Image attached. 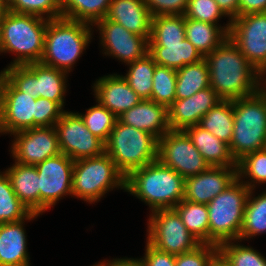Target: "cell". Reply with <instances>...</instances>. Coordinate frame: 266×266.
Returning <instances> with one entry per match:
<instances>
[{
	"label": "cell",
	"instance_id": "6da1fadb",
	"mask_svg": "<svg viewBox=\"0 0 266 266\" xmlns=\"http://www.w3.org/2000/svg\"><path fill=\"white\" fill-rule=\"evenodd\" d=\"M210 77V87L222 100H236L258 92L259 71L227 37L204 57Z\"/></svg>",
	"mask_w": 266,
	"mask_h": 266
},
{
	"label": "cell",
	"instance_id": "7a4b0ae2",
	"mask_svg": "<svg viewBox=\"0 0 266 266\" xmlns=\"http://www.w3.org/2000/svg\"><path fill=\"white\" fill-rule=\"evenodd\" d=\"M125 191L149 205L151 211L172 209L185 196V178L159 159L126 176Z\"/></svg>",
	"mask_w": 266,
	"mask_h": 266
},
{
	"label": "cell",
	"instance_id": "3957f363",
	"mask_svg": "<svg viewBox=\"0 0 266 266\" xmlns=\"http://www.w3.org/2000/svg\"><path fill=\"white\" fill-rule=\"evenodd\" d=\"M48 20L35 15L7 11L1 17L0 52L17 56L12 65L40 62L44 52Z\"/></svg>",
	"mask_w": 266,
	"mask_h": 266
},
{
	"label": "cell",
	"instance_id": "277c9868",
	"mask_svg": "<svg viewBox=\"0 0 266 266\" xmlns=\"http://www.w3.org/2000/svg\"><path fill=\"white\" fill-rule=\"evenodd\" d=\"M91 29L87 23L62 17L48 20L40 63L68 73L88 47Z\"/></svg>",
	"mask_w": 266,
	"mask_h": 266
},
{
	"label": "cell",
	"instance_id": "5b68a950",
	"mask_svg": "<svg viewBox=\"0 0 266 266\" xmlns=\"http://www.w3.org/2000/svg\"><path fill=\"white\" fill-rule=\"evenodd\" d=\"M234 127L229 145L237 163L245 155L265 149L266 97L259 92L233 100Z\"/></svg>",
	"mask_w": 266,
	"mask_h": 266
},
{
	"label": "cell",
	"instance_id": "8992f818",
	"mask_svg": "<svg viewBox=\"0 0 266 266\" xmlns=\"http://www.w3.org/2000/svg\"><path fill=\"white\" fill-rule=\"evenodd\" d=\"M250 189L238 177L208 204L209 244L239 242Z\"/></svg>",
	"mask_w": 266,
	"mask_h": 266
},
{
	"label": "cell",
	"instance_id": "52a82bcc",
	"mask_svg": "<svg viewBox=\"0 0 266 266\" xmlns=\"http://www.w3.org/2000/svg\"><path fill=\"white\" fill-rule=\"evenodd\" d=\"M105 153L126 177L133 170L158 159V139L117 120L105 142Z\"/></svg>",
	"mask_w": 266,
	"mask_h": 266
},
{
	"label": "cell",
	"instance_id": "ba28073f",
	"mask_svg": "<svg viewBox=\"0 0 266 266\" xmlns=\"http://www.w3.org/2000/svg\"><path fill=\"white\" fill-rule=\"evenodd\" d=\"M125 175L107 153L74 160L72 195L89 203L99 201L113 188L125 190Z\"/></svg>",
	"mask_w": 266,
	"mask_h": 266
},
{
	"label": "cell",
	"instance_id": "9c48e42d",
	"mask_svg": "<svg viewBox=\"0 0 266 266\" xmlns=\"http://www.w3.org/2000/svg\"><path fill=\"white\" fill-rule=\"evenodd\" d=\"M149 217L146 242L159 251L178 255L192 251L201 244L187 230L174 208L153 211Z\"/></svg>",
	"mask_w": 266,
	"mask_h": 266
},
{
	"label": "cell",
	"instance_id": "30bf717a",
	"mask_svg": "<svg viewBox=\"0 0 266 266\" xmlns=\"http://www.w3.org/2000/svg\"><path fill=\"white\" fill-rule=\"evenodd\" d=\"M158 159L183 178L210 167L183 130H169L158 140Z\"/></svg>",
	"mask_w": 266,
	"mask_h": 266
},
{
	"label": "cell",
	"instance_id": "8fae6325",
	"mask_svg": "<svg viewBox=\"0 0 266 266\" xmlns=\"http://www.w3.org/2000/svg\"><path fill=\"white\" fill-rule=\"evenodd\" d=\"M54 127L61 153L72 160L97 157L105 152V143L88 130L79 113L64 111Z\"/></svg>",
	"mask_w": 266,
	"mask_h": 266
},
{
	"label": "cell",
	"instance_id": "7c38bea8",
	"mask_svg": "<svg viewBox=\"0 0 266 266\" xmlns=\"http://www.w3.org/2000/svg\"><path fill=\"white\" fill-rule=\"evenodd\" d=\"M36 98L20 92L0 72V133L14 134L35 127Z\"/></svg>",
	"mask_w": 266,
	"mask_h": 266
},
{
	"label": "cell",
	"instance_id": "4fadbf2b",
	"mask_svg": "<svg viewBox=\"0 0 266 266\" xmlns=\"http://www.w3.org/2000/svg\"><path fill=\"white\" fill-rule=\"evenodd\" d=\"M228 37L256 70L266 67V12L233 18Z\"/></svg>",
	"mask_w": 266,
	"mask_h": 266
},
{
	"label": "cell",
	"instance_id": "5bb4252c",
	"mask_svg": "<svg viewBox=\"0 0 266 266\" xmlns=\"http://www.w3.org/2000/svg\"><path fill=\"white\" fill-rule=\"evenodd\" d=\"M35 167L39 176L41 214L54 206L61 197L72 195L74 160L60 153Z\"/></svg>",
	"mask_w": 266,
	"mask_h": 266
},
{
	"label": "cell",
	"instance_id": "9a60e30c",
	"mask_svg": "<svg viewBox=\"0 0 266 266\" xmlns=\"http://www.w3.org/2000/svg\"><path fill=\"white\" fill-rule=\"evenodd\" d=\"M11 153L15 162L36 166L47 158L61 153L54 126L34 127L14 133Z\"/></svg>",
	"mask_w": 266,
	"mask_h": 266
},
{
	"label": "cell",
	"instance_id": "2e32d148",
	"mask_svg": "<svg viewBox=\"0 0 266 266\" xmlns=\"http://www.w3.org/2000/svg\"><path fill=\"white\" fill-rule=\"evenodd\" d=\"M95 25L100 33L101 44L106 55H111L128 64L145 57L149 50V39L129 32L122 25L106 17Z\"/></svg>",
	"mask_w": 266,
	"mask_h": 266
},
{
	"label": "cell",
	"instance_id": "e0dca14e",
	"mask_svg": "<svg viewBox=\"0 0 266 266\" xmlns=\"http://www.w3.org/2000/svg\"><path fill=\"white\" fill-rule=\"evenodd\" d=\"M237 178V167L210 166L207 170L185 178L184 200L208 204Z\"/></svg>",
	"mask_w": 266,
	"mask_h": 266
},
{
	"label": "cell",
	"instance_id": "ac0fdd59",
	"mask_svg": "<svg viewBox=\"0 0 266 266\" xmlns=\"http://www.w3.org/2000/svg\"><path fill=\"white\" fill-rule=\"evenodd\" d=\"M221 101V97L211 87L188 98L175 100L168 107L170 129L184 130L189 126L199 125L201 118Z\"/></svg>",
	"mask_w": 266,
	"mask_h": 266
},
{
	"label": "cell",
	"instance_id": "d6986e66",
	"mask_svg": "<svg viewBox=\"0 0 266 266\" xmlns=\"http://www.w3.org/2000/svg\"><path fill=\"white\" fill-rule=\"evenodd\" d=\"M93 88L97 103L106 107L116 117L142 100L129 86L123 75L103 76L95 81Z\"/></svg>",
	"mask_w": 266,
	"mask_h": 266
},
{
	"label": "cell",
	"instance_id": "ffe728a7",
	"mask_svg": "<svg viewBox=\"0 0 266 266\" xmlns=\"http://www.w3.org/2000/svg\"><path fill=\"white\" fill-rule=\"evenodd\" d=\"M118 120L125 125L149 132L158 140L171 130L168 122V108L151 99H142L137 105L120 115Z\"/></svg>",
	"mask_w": 266,
	"mask_h": 266
},
{
	"label": "cell",
	"instance_id": "44dd1931",
	"mask_svg": "<svg viewBox=\"0 0 266 266\" xmlns=\"http://www.w3.org/2000/svg\"><path fill=\"white\" fill-rule=\"evenodd\" d=\"M30 213L25 219L0 224V266H29L24 220L37 218Z\"/></svg>",
	"mask_w": 266,
	"mask_h": 266
},
{
	"label": "cell",
	"instance_id": "7402d4cb",
	"mask_svg": "<svg viewBox=\"0 0 266 266\" xmlns=\"http://www.w3.org/2000/svg\"><path fill=\"white\" fill-rule=\"evenodd\" d=\"M106 18L150 39L152 15L144 0H111Z\"/></svg>",
	"mask_w": 266,
	"mask_h": 266
},
{
	"label": "cell",
	"instance_id": "603a6c76",
	"mask_svg": "<svg viewBox=\"0 0 266 266\" xmlns=\"http://www.w3.org/2000/svg\"><path fill=\"white\" fill-rule=\"evenodd\" d=\"M5 172L17 198L30 212L40 215V188L37 168L15 162Z\"/></svg>",
	"mask_w": 266,
	"mask_h": 266
},
{
	"label": "cell",
	"instance_id": "cb8c5ba5",
	"mask_svg": "<svg viewBox=\"0 0 266 266\" xmlns=\"http://www.w3.org/2000/svg\"><path fill=\"white\" fill-rule=\"evenodd\" d=\"M209 166L237 167L229 145L218 139L199 125H192L183 130Z\"/></svg>",
	"mask_w": 266,
	"mask_h": 266
},
{
	"label": "cell",
	"instance_id": "d4e9b609",
	"mask_svg": "<svg viewBox=\"0 0 266 266\" xmlns=\"http://www.w3.org/2000/svg\"><path fill=\"white\" fill-rule=\"evenodd\" d=\"M148 54L157 65L175 70L204 59L187 38L173 43H149Z\"/></svg>",
	"mask_w": 266,
	"mask_h": 266
},
{
	"label": "cell",
	"instance_id": "484cf974",
	"mask_svg": "<svg viewBox=\"0 0 266 266\" xmlns=\"http://www.w3.org/2000/svg\"><path fill=\"white\" fill-rule=\"evenodd\" d=\"M231 27V20L221 27L203 21H196L185 17V37L205 57L216 49L227 37Z\"/></svg>",
	"mask_w": 266,
	"mask_h": 266
},
{
	"label": "cell",
	"instance_id": "4316f807",
	"mask_svg": "<svg viewBox=\"0 0 266 266\" xmlns=\"http://www.w3.org/2000/svg\"><path fill=\"white\" fill-rule=\"evenodd\" d=\"M36 75L37 98L56 102L62 109L66 93L68 73L40 62L26 64Z\"/></svg>",
	"mask_w": 266,
	"mask_h": 266
},
{
	"label": "cell",
	"instance_id": "83f0119b",
	"mask_svg": "<svg viewBox=\"0 0 266 266\" xmlns=\"http://www.w3.org/2000/svg\"><path fill=\"white\" fill-rule=\"evenodd\" d=\"M111 0H61V17L94 26L108 14Z\"/></svg>",
	"mask_w": 266,
	"mask_h": 266
},
{
	"label": "cell",
	"instance_id": "f1b7e54d",
	"mask_svg": "<svg viewBox=\"0 0 266 266\" xmlns=\"http://www.w3.org/2000/svg\"><path fill=\"white\" fill-rule=\"evenodd\" d=\"M176 100L188 98L200 90L210 87L209 69L205 59L185 65L176 70Z\"/></svg>",
	"mask_w": 266,
	"mask_h": 266
},
{
	"label": "cell",
	"instance_id": "f546056e",
	"mask_svg": "<svg viewBox=\"0 0 266 266\" xmlns=\"http://www.w3.org/2000/svg\"><path fill=\"white\" fill-rule=\"evenodd\" d=\"M199 126L230 145L234 127L233 101L222 100L200 120Z\"/></svg>",
	"mask_w": 266,
	"mask_h": 266
},
{
	"label": "cell",
	"instance_id": "4dcf8cb0",
	"mask_svg": "<svg viewBox=\"0 0 266 266\" xmlns=\"http://www.w3.org/2000/svg\"><path fill=\"white\" fill-rule=\"evenodd\" d=\"M174 209L180 215L187 230L201 244H209V214L206 204L182 200Z\"/></svg>",
	"mask_w": 266,
	"mask_h": 266
},
{
	"label": "cell",
	"instance_id": "1f68e13d",
	"mask_svg": "<svg viewBox=\"0 0 266 266\" xmlns=\"http://www.w3.org/2000/svg\"><path fill=\"white\" fill-rule=\"evenodd\" d=\"M253 189L250 190L247 198L242 230L239 240L249 239L260 233L266 232V192H263L257 197H252Z\"/></svg>",
	"mask_w": 266,
	"mask_h": 266
},
{
	"label": "cell",
	"instance_id": "d6a6232c",
	"mask_svg": "<svg viewBox=\"0 0 266 266\" xmlns=\"http://www.w3.org/2000/svg\"><path fill=\"white\" fill-rule=\"evenodd\" d=\"M127 65L130 67L123 78L140 98L151 99L153 75L157 65L153 58L147 54L145 57Z\"/></svg>",
	"mask_w": 266,
	"mask_h": 266
},
{
	"label": "cell",
	"instance_id": "836d02e7",
	"mask_svg": "<svg viewBox=\"0 0 266 266\" xmlns=\"http://www.w3.org/2000/svg\"><path fill=\"white\" fill-rule=\"evenodd\" d=\"M185 37L184 15H159L151 20L149 43H173Z\"/></svg>",
	"mask_w": 266,
	"mask_h": 266
},
{
	"label": "cell",
	"instance_id": "e575fe53",
	"mask_svg": "<svg viewBox=\"0 0 266 266\" xmlns=\"http://www.w3.org/2000/svg\"><path fill=\"white\" fill-rule=\"evenodd\" d=\"M2 173L0 172V224L25 219L31 212L17 198L6 172Z\"/></svg>",
	"mask_w": 266,
	"mask_h": 266
},
{
	"label": "cell",
	"instance_id": "d590c367",
	"mask_svg": "<svg viewBox=\"0 0 266 266\" xmlns=\"http://www.w3.org/2000/svg\"><path fill=\"white\" fill-rule=\"evenodd\" d=\"M176 70L164 66H155L151 100L167 108L176 100Z\"/></svg>",
	"mask_w": 266,
	"mask_h": 266
},
{
	"label": "cell",
	"instance_id": "8d00e7d4",
	"mask_svg": "<svg viewBox=\"0 0 266 266\" xmlns=\"http://www.w3.org/2000/svg\"><path fill=\"white\" fill-rule=\"evenodd\" d=\"M247 176L250 178V182L249 180L241 181L250 190L254 189L257 183L266 182V149L249 153L237 162V177L241 179L242 177L247 178Z\"/></svg>",
	"mask_w": 266,
	"mask_h": 266
},
{
	"label": "cell",
	"instance_id": "74e56055",
	"mask_svg": "<svg viewBox=\"0 0 266 266\" xmlns=\"http://www.w3.org/2000/svg\"><path fill=\"white\" fill-rule=\"evenodd\" d=\"M79 115L88 130L104 143L118 120V117L99 103L87 109L85 114Z\"/></svg>",
	"mask_w": 266,
	"mask_h": 266
},
{
	"label": "cell",
	"instance_id": "f35d334b",
	"mask_svg": "<svg viewBox=\"0 0 266 266\" xmlns=\"http://www.w3.org/2000/svg\"><path fill=\"white\" fill-rule=\"evenodd\" d=\"M229 241L219 246V253L231 266H266V258L251 247Z\"/></svg>",
	"mask_w": 266,
	"mask_h": 266
},
{
	"label": "cell",
	"instance_id": "ab89813d",
	"mask_svg": "<svg viewBox=\"0 0 266 266\" xmlns=\"http://www.w3.org/2000/svg\"><path fill=\"white\" fill-rule=\"evenodd\" d=\"M9 11L46 17L47 20L58 19L61 18V0H9Z\"/></svg>",
	"mask_w": 266,
	"mask_h": 266
},
{
	"label": "cell",
	"instance_id": "60d3db41",
	"mask_svg": "<svg viewBox=\"0 0 266 266\" xmlns=\"http://www.w3.org/2000/svg\"><path fill=\"white\" fill-rule=\"evenodd\" d=\"M1 73L22 93L37 99L36 75L27 65H12Z\"/></svg>",
	"mask_w": 266,
	"mask_h": 266
},
{
	"label": "cell",
	"instance_id": "b9f144b4",
	"mask_svg": "<svg viewBox=\"0 0 266 266\" xmlns=\"http://www.w3.org/2000/svg\"><path fill=\"white\" fill-rule=\"evenodd\" d=\"M184 16L196 21L218 25V19L226 15L215 0H189Z\"/></svg>",
	"mask_w": 266,
	"mask_h": 266
},
{
	"label": "cell",
	"instance_id": "7bdbcfd3",
	"mask_svg": "<svg viewBox=\"0 0 266 266\" xmlns=\"http://www.w3.org/2000/svg\"><path fill=\"white\" fill-rule=\"evenodd\" d=\"M218 253L219 246L200 244L192 251L176 255L175 266H211Z\"/></svg>",
	"mask_w": 266,
	"mask_h": 266
},
{
	"label": "cell",
	"instance_id": "ee69618b",
	"mask_svg": "<svg viewBox=\"0 0 266 266\" xmlns=\"http://www.w3.org/2000/svg\"><path fill=\"white\" fill-rule=\"evenodd\" d=\"M64 111L56 102L38 97L36 99L35 127L54 126Z\"/></svg>",
	"mask_w": 266,
	"mask_h": 266
},
{
	"label": "cell",
	"instance_id": "f6af8a7d",
	"mask_svg": "<svg viewBox=\"0 0 266 266\" xmlns=\"http://www.w3.org/2000/svg\"><path fill=\"white\" fill-rule=\"evenodd\" d=\"M152 17L159 15H184L189 0H144Z\"/></svg>",
	"mask_w": 266,
	"mask_h": 266
},
{
	"label": "cell",
	"instance_id": "bcb514c9",
	"mask_svg": "<svg viewBox=\"0 0 266 266\" xmlns=\"http://www.w3.org/2000/svg\"><path fill=\"white\" fill-rule=\"evenodd\" d=\"M145 256L140 258L143 266H175L176 255L159 251L148 242Z\"/></svg>",
	"mask_w": 266,
	"mask_h": 266
},
{
	"label": "cell",
	"instance_id": "7dc6e473",
	"mask_svg": "<svg viewBox=\"0 0 266 266\" xmlns=\"http://www.w3.org/2000/svg\"><path fill=\"white\" fill-rule=\"evenodd\" d=\"M266 12V0H239L238 16Z\"/></svg>",
	"mask_w": 266,
	"mask_h": 266
},
{
	"label": "cell",
	"instance_id": "c3c4849f",
	"mask_svg": "<svg viewBox=\"0 0 266 266\" xmlns=\"http://www.w3.org/2000/svg\"><path fill=\"white\" fill-rule=\"evenodd\" d=\"M219 8L224 12L226 17H230L229 20H232L235 17H238V6L239 0H215Z\"/></svg>",
	"mask_w": 266,
	"mask_h": 266
},
{
	"label": "cell",
	"instance_id": "681fc988",
	"mask_svg": "<svg viewBox=\"0 0 266 266\" xmlns=\"http://www.w3.org/2000/svg\"><path fill=\"white\" fill-rule=\"evenodd\" d=\"M108 262L106 263L105 260L104 262L98 263V266H143L142 262L140 259H132V258H122V259H113L112 262L111 260H107Z\"/></svg>",
	"mask_w": 266,
	"mask_h": 266
},
{
	"label": "cell",
	"instance_id": "f907efd6",
	"mask_svg": "<svg viewBox=\"0 0 266 266\" xmlns=\"http://www.w3.org/2000/svg\"><path fill=\"white\" fill-rule=\"evenodd\" d=\"M263 75L265 76L266 75V67H263L260 71H259V86H258V92L261 94V95H263L264 97H266V87L265 86H263V84L264 85H266V77L264 78L263 77ZM263 77V78H262ZM261 80H262V82H261ZM262 84V85H261Z\"/></svg>",
	"mask_w": 266,
	"mask_h": 266
},
{
	"label": "cell",
	"instance_id": "816d5d0a",
	"mask_svg": "<svg viewBox=\"0 0 266 266\" xmlns=\"http://www.w3.org/2000/svg\"><path fill=\"white\" fill-rule=\"evenodd\" d=\"M211 266H231V265L225 260V258L220 253H218L216 257L212 260Z\"/></svg>",
	"mask_w": 266,
	"mask_h": 266
},
{
	"label": "cell",
	"instance_id": "f5cc1de1",
	"mask_svg": "<svg viewBox=\"0 0 266 266\" xmlns=\"http://www.w3.org/2000/svg\"><path fill=\"white\" fill-rule=\"evenodd\" d=\"M9 11V0H0V14H4Z\"/></svg>",
	"mask_w": 266,
	"mask_h": 266
},
{
	"label": "cell",
	"instance_id": "db71d44e",
	"mask_svg": "<svg viewBox=\"0 0 266 266\" xmlns=\"http://www.w3.org/2000/svg\"><path fill=\"white\" fill-rule=\"evenodd\" d=\"M1 17L2 15L0 14V46H1Z\"/></svg>",
	"mask_w": 266,
	"mask_h": 266
}]
</instances>
